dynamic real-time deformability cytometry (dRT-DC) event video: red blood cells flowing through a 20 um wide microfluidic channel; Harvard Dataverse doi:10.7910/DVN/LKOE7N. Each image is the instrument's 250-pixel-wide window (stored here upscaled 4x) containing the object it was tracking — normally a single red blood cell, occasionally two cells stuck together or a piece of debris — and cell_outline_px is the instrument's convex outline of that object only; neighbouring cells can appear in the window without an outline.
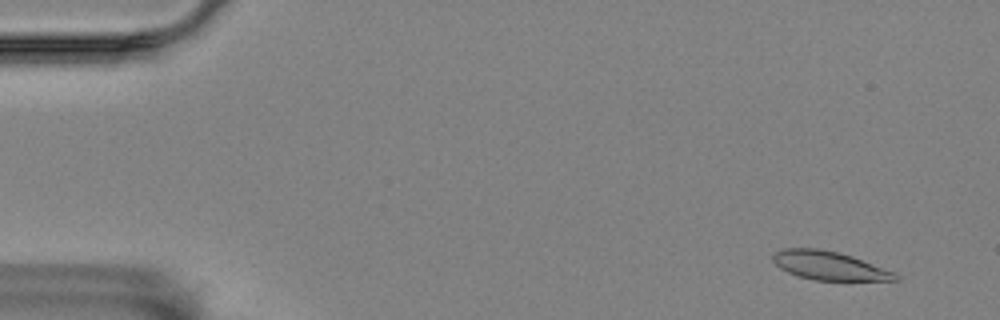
{"species": "Egyptian fruit bat (a non-hibernating species)", "species_latin": "Rousettus aegyptiacus", "temperature_condition": "room temperature", "stored_images_in_passage": 7, "camera_frame_rate_fps": 3000, "um_per_image_px": 0.085, "animal": {"sex": "female"}, "frame": {"image": 1, "passage_image": 2, "time_ms": 0.333, "image_size_px": [1000, 320], "cell_outline_px": [[900, 280], [812, 280], [796, 276], [780, 268], [772, 260], [772, 256], [780, 248], [820, 248], [840, 252], [852, 256], [896, 272], [900, 276]], "centroid_in_image_um": [70.48, 22.57], "position_along_channel_um": 14.5, "area_um2": 20.63}}
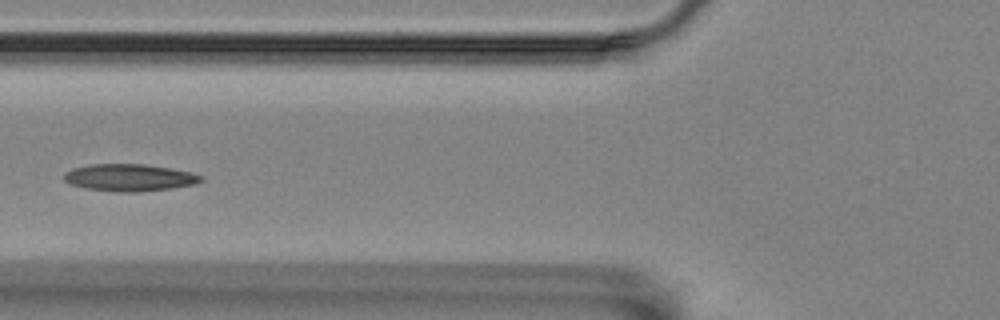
{"frame": {"image": 2, "passage_image": 7, "time_ms": 2.0, "image_size_px": [1000, 320], "cell_outline_px": [[204, 180], [196, 184], [172, 188], [136, 192], [116, 192], [88, 188], [68, 184], [64, 180], [64, 172], [72, 168], [92, 164], [144, 164], [172, 168], [192, 172], [204, 176]], "centroid_in_image_um": [11.03, 15.09], "position_along_channel_um": 114.8, "area_um2": 21.85}}